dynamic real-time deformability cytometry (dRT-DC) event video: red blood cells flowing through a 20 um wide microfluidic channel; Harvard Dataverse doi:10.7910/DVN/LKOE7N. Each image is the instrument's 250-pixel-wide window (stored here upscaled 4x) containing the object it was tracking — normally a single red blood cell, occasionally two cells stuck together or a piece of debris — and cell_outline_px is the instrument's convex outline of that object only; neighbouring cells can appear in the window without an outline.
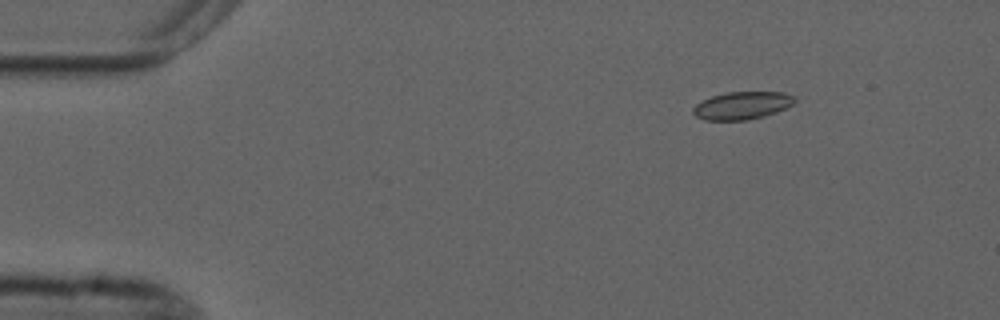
{"species": "common noctule bat (a hibernating species)", "species_latin": "Nyctalus noctula", "temperature_condition": "cold", "stored_images_in_passage": 7, "camera_frame_rate_fps": 3000, "um_per_image_px": 0.085, "animal": {"sex": "male", "forearm_length_mm": 52.5}, "frame": {"image": 1, "passage_image": 2, "time_ms": 1.667, "image_size_px": [1000, 320], "cell_outline_px": [[796, 100], [792, 104], [776, 112], [764, 116], [748, 120], [704, 120], [696, 116], [692, 112], [692, 108], [696, 104], [712, 96], [724, 92], [784, 92], [796, 96]], "centroid_in_image_um": [63.08, 8.96], "position_along_channel_um": 21.9, "area_um2": 16.42}}
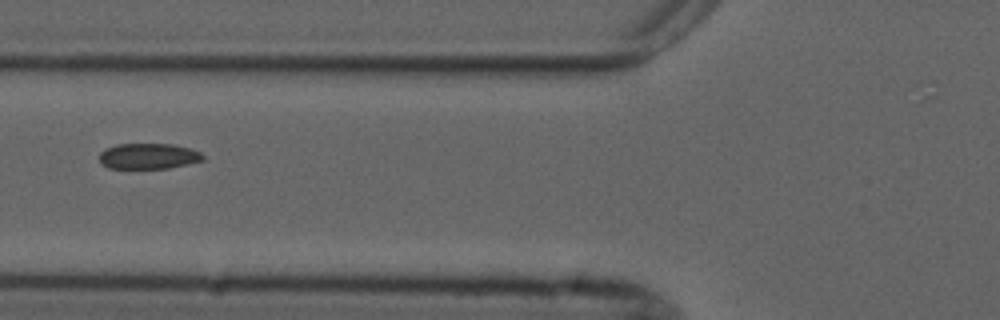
{"frame": {"image": 2, "passage_image": 6, "time_ms": 6.333, "image_size_px": [1000, 320], "cell_outline_px": [[204, 160], [188, 164], [168, 168], [108, 168], [100, 164], [100, 152], [104, 148], [116, 144], [172, 144], [192, 148], [200, 152], [204, 156]], "centroid_in_image_um": [12.61, 13.27], "position_along_channel_um": 113.2, "area_um2": 15.66}}
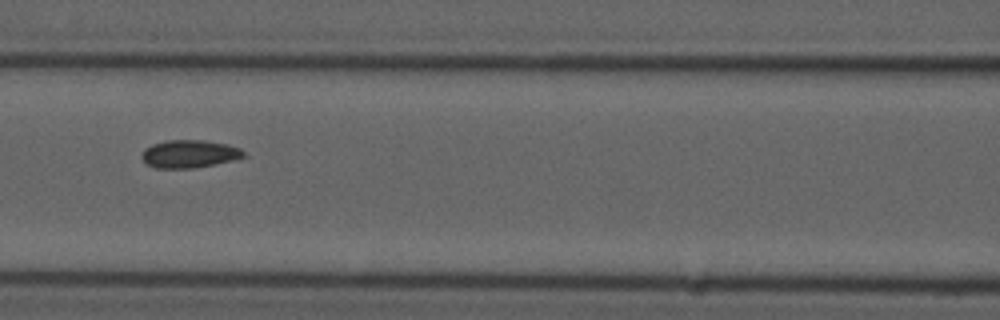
{"frame": {"image": 3, "passage_image": 7, "time_ms": 7.333, "image_size_px": [1000, 320], "cell_outline_px": [[248, 156], [236, 160], [196, 168], [156, 168], [148, 164], [140, 156], [144, 148], [152, 144], [168, 140], [204, 140], [228, 144], [240, 148]], "centroid_in_image_um": [16.14, 13.08], "position_along_channel_um": 150.5, "area_um2": 16.76}}